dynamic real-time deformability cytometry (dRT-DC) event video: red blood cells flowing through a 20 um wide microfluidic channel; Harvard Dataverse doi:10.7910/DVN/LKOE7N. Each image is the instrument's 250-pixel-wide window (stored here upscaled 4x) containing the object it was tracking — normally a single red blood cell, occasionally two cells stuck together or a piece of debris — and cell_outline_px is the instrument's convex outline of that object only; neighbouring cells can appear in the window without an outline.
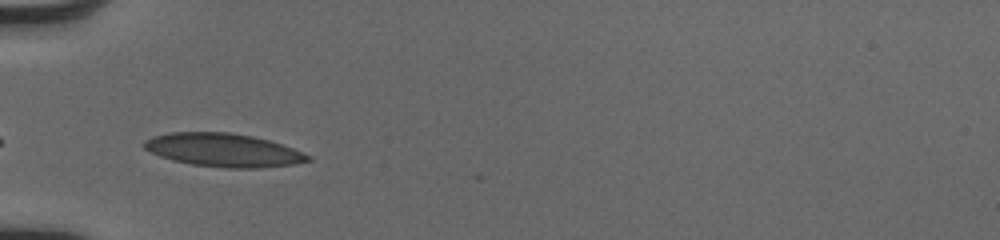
{"species": "human", "species_latin": "Homo sapiens", "temperature_condition": "cold", "stored_images_in_passage": 34, "camera_frame_rate_fps": 3000, "um_per_image_px": 0.085, "donor": {"sex": "male"}, "frame": {"image": 1, "passage_image": 1, "time_ms": 0.0, "image_size_px": [1000, 240], "cell_outline_px": [[312, 160], [296, 164], [260, 168], [224, 168], [192, 164], [172, 160], [160, 156], [144, 148], [144, 140], [152, 136], [172, 132], [228, 132], [252, 136], [268, 140], [292, 148], [312, 156]], "centroid_in_image_um": [19.0, 12.76], "position_along_channel_um": 66.0, "area_um2": 31.79}}
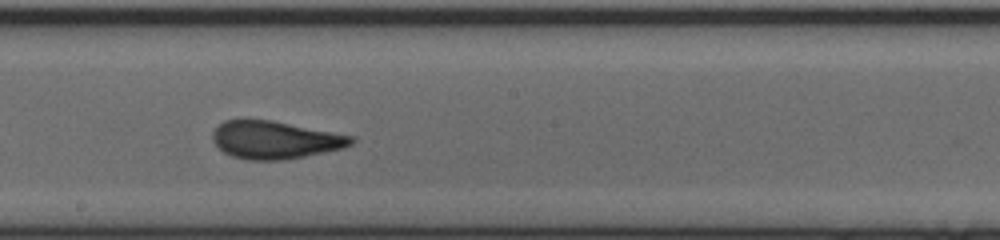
{"frame": {"image": 2, "passage_image": 13, "time_ms": 4.0, "image_size_px": [1000, 240], "cell_outline_px": [[356, 140], [352, 144], [344, 148], [284, 160], [248, 160], [232, 156], [224, 152], [212, 140], [212, 132], [224, 120], [272, 120], [352, 136]], "centroid_in_image_um": [23.37, 11.9], "position_along_channel_um": 224.8, "area_um2": 30.23}}
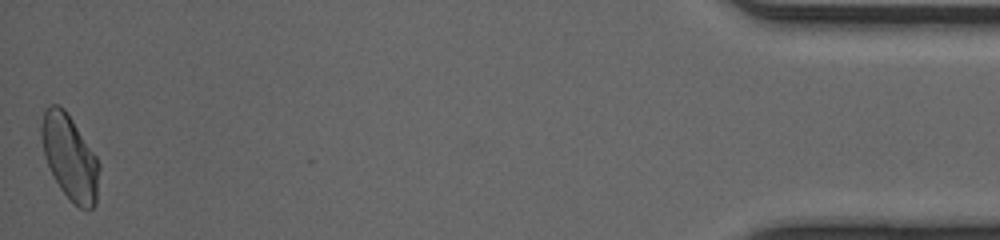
{"frame": {"image": 3, "passage_image": 34, "time_ms": 11.0, "image_size_px": [1000, 240], "cell_outline_px": [[100, 168], [96, 204], [92, 208], [80, 208], [72, 204], [60, 188], [44, 156], [40, 132], [40, 128], [44, 112], [52, 104], [56, 104], [64, 108], [68, 112], [96, 156], [100, 164]], "centroid_in_image_um": [5.95, 13.38], "position_along_channel_um": 429.3, "area_um2": 28.55}, "authors_computed_cell_mechanics": {"area_um2": 29.7381, "velocity_mm_per_s": 4.0978, "shape_relaxation_time_tau1_ms": 3.7603, "shape_relaxation_time_tau2_ms": 0.8758, "deformation_change_tau1": 0.1469, "deformation_change_tau2": 0.0609}}